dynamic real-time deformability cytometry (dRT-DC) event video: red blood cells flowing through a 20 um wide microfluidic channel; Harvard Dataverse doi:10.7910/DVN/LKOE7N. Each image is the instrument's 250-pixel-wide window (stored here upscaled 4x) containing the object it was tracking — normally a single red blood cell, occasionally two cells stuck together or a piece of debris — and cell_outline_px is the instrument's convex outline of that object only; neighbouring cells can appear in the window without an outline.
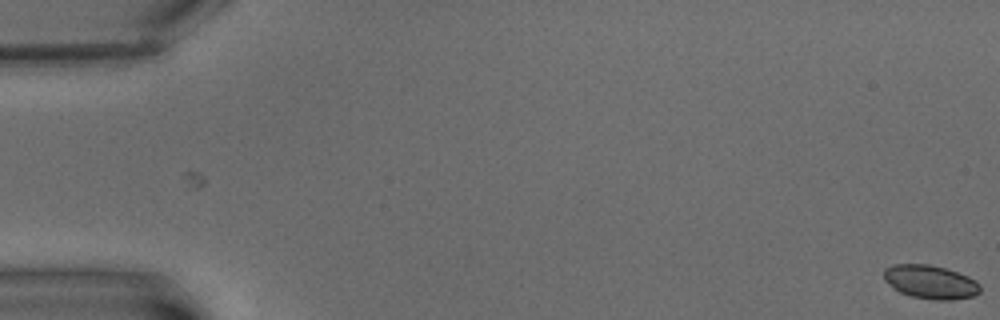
{"species": "common noctule bat (a hibernating species)", "species_latin": "Nyctalus noctula", "temperature_condition": "warm", "stored_images_in_passage": 8, "camera_frame_rate_fps": 3000, "um_per_image_px": 0.085, "animal": {"sex": "male", "body_mass_g": 15.6}, "frame": {"image": 1, "passage_image": 1, "time_ms": 0.0, "image_size_px": [1000, 320], "cell_outline_px": [[980, 292], [972, 296], [952, 300], [936, 300], [912, 296], [900, 292], [884, 280], [884, 268], [892, 264], [928, 264], [944, 268], [968, 276], [976, 280], [980, 284]], "centroid_in_image_um": [79.09, 23.96], "position_along_channel_um": 5.9, "area_um2": 18.79}}
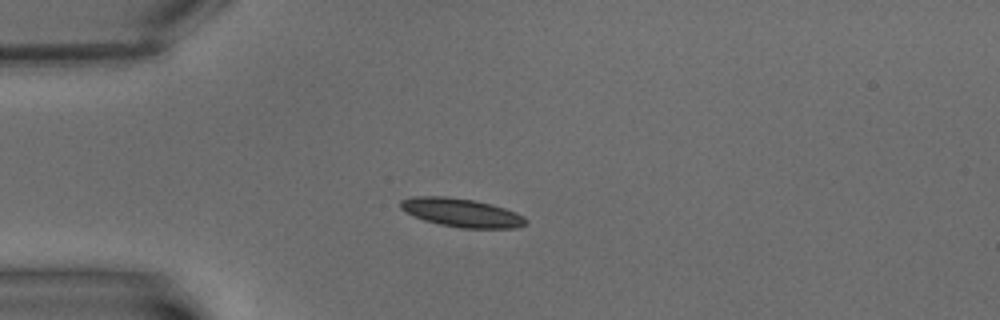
{"frame": {"image": 2, "passage_image": 6, "time_ms": 6.0, "image_size_px": [1000, 320], "cell_outline_px": [[528, 220], [524, 224], [516, 228], [460, 228], [440, 224], [424, 220], [400, 208], [400, 200], [412, 196], [448, 196], [476, 200], [492, 204], [516, 212], [524, 216]], "centroid_in_image_um": [39.24, 18.06], "position_along_channel_um": 45.8, "area_um2": 20.87}}
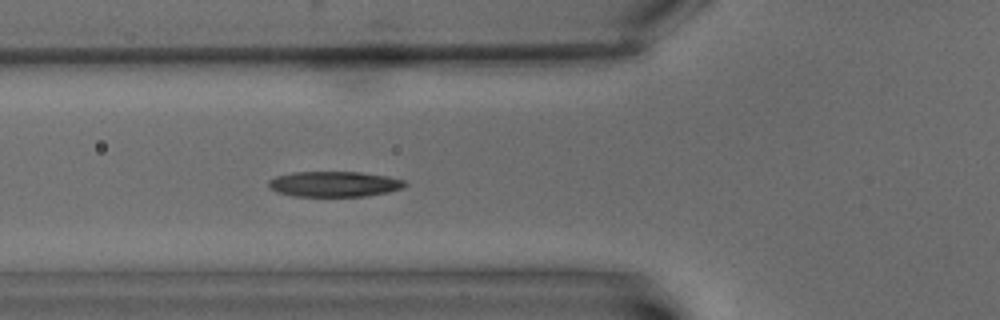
{"frame": {"image": 3, "passage_image": 8, "time_ms": 8.333, "image_size_px": [1000, 320], "cell_outline_px": [[408, 184], [404, 188], [388, 192], [364, 196], [292, 196], [276, 192], [268, 184], [268, 180], [276, 176], [292, 172], [360, 172], [388, 176], [404, 180]], "centroid_in_image_um": [28.43, 15.64], "position_along_channel_um": 97.4, "area_um2": 20.29}}